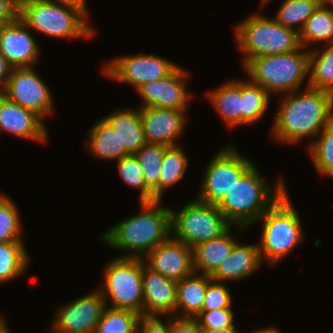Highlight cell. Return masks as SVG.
<instances>
[{
	"instance_id": "cell-9",
	"label": "cell",
	"mask_w": 333,
	"mask_h": 333,
	"mask_svg": "<svg viewBox=\"0 0 333 333\" xmlns=\"http://www.w3.org/2000/svg\"><path fill=\"white\" fill-rule=\"evenodd\" d=\"M170 211L171 236L191 248L221 236L232 226L217 205L196 198L185 203L181 210L170 207Z\"/></svg>"
},
{
	"instance_id": "cell-41",
	"label": "cell",
	"mask_w": 333,
	"mask_h": 333,
	"mask_svg": "<svg viewBox=\"0 0 333 333\" xmlns=\"http://www.w3.org/2000/svg\"><path fill=\"white\" fill-rule=\"evenodd\" d=\"M20 0H0V26L13 23L19 18Z\"/></svg>"
},
{
	"instance_id": "cell-17",
	"label": "cell",
	"mask_w": 333,
	"mask_h": 333,
	"mask_svg": "<svg viewBox=\"0 0 333 333\" xmlns=\"http://www.w3.org/2000/svg\"><path fill=\"white\" fill-rule=\"evenodd\" d=\"M186 114L187 111L169 108H140L147 143L166 146L181 144L178 142L186 129L188 122Z\"/></svg>"
},
{
	"instance_id": "cell-47",
	"label": "cell",
	"mask_w": 333,
	"mask_h": 333,
	"mask_svg": "<svg viewBox=\"0 0 333 333\" xmlns=\"http://www.w3.org/2000/svg\"><path fill=\"white\" fill-rule=\"evenodd\" d=\"M321 4L333 8V0H321Z\"/></svg>"
},
{
	"instance_id": "cell-16",
	"label": "cell",
	"mask_w": 333,
	"mask_h": 333,
	"mask_svg": "<svg viewBox=\"0 0 333 333\" xmlns=\"http://www.w3.org/2000/svg\"><path fill=\"white\" fill-rule=\"evenodd\" d=\"M143 260L151 269L176 282L194 272L193 248L172 236L157 245Z\"/></svg>"
},
{
	"instance_id": "cell-46",
	"label": "cell",
	"mask_w": 333,
	"mask_h": 333,
	"mask_svg": "<svg viewBox=\"0 0 333 333\" xmlns=\"http://www.w3.org/2000/svg\"><path fill=\"white\" fill-rule=\"evenodd\" d=\"M9 326L6 323V320L3 316L0 315V333H12Z\"/></svg>"
},
{
	"instance_id": "cell-20",
	"label": "cell",
	"mask_w": 333,
	"mask_h": 333,
	"mask_svg": "<svg viewBox=\"0 0 333 333\" xmlns=\"http://www.w3.org/2000/svg\"><path fill=\"white\" fill-rule=\"evenodd\" d=\"M262 263L258 244L245 245L237 241L230 255L210 277L223 283L240 281L257 272Z\"/></svg>"
},
{
	"instance_id": "cell-1",
	"label": "cell",
	"mask_w": 333,
	"mask_h": 333,
	"mask_svg": "<svg viewBox=\"0 0 333 333\" xmlns=\"http://www.w3.org/2000/svg\"><path fill=\"white\" fill-rule=\"evenodd\" d=\"M281 95L275 112L271 137L285 145L316 138L333 121V94L311 88Z\"/></svg>"
},
{
	"instance_id": "cell-45",
	"label": "cell",
	"mask_w": 333,
	"mask_h": 333,
	"mask_svg": "<svg viewBox=\"0 0 333 333\" xmlns=\"http://www.w3.org/2000/svg\"><path fill=\"white\" fill-rule=\"evenodd\" d=\"M252 331L248 332V333H281L280 330L275 328V326H273V325L269 326L267 328L254 329Z\"/></svg>"
},
{
	"instance_id": "cell-5",
	"label": "cell",
	"mask_w": 333,
	"mask_h": 333,
	"mask_svg": "<svg viewBox=\"0 0 333 333\" xmlns=\"http://www.w3.org/2000/svg\"><path fill=\"white\" fill-rule=\"evenodd\" d=\"M234 27L238 50L244 54L243 68L256 57L293 52L301 47L297 31L260 13H250Z\"/></svg>"
},
{
	"instance_id": "cell-36",
	"label": "cell",
	"mask_w": 333,
	"mask_h": 333,
	"mask_svg": "<svg viewBox=\"0 0 333 333\" xmlns=\"http://www.w3.org/2000/svg\"><path fill=\"white\" fill-rule=\"evenodd\" d=\"M117 169L123 181L139 192V202L153 201V191L147 186L143 170L134 154L124 156L116 162Z\"/></svg>"
},
{
	"instance_id": "cell-19",
	"label": "cell",
	"mask_w": 333,
	"mask_h": 333,
	"mask_svg": "<svg viewBox=\"0 0 333 333\" xmlns=\"http://www.w3.org/2000/svg\"><path fill=\"white\" fill-rule=\"evenodd\" d=\"M144 316H173L176 313L177 282L142 265Z\"/></svg>"
},
{
	"instance_id": "cell-25",
	"label": "cell",
	"mask_w": 333,
	"mask_h": 333,
	"mask_svg": "<svg viewBox=\"0 0 333 333\" xmlns=\"http://www.w3.org/2000/svg\"><path fill=\"white\" fill-rule=\"evenodd\" d=\"M207 290V275L193 272L177 282L176 314L195 318L201 311Z\"/></svg>"
},
{
	"instance_id": "cell-44",
	"label": "cell",
	"mask_w": 333,
	"mask_h": 333,
	"mask_svg": "<svg viewBox=\"0 0 333 333\" xmlns=\"http://www.w3.org/2000/svg\"><path fill=\"white\" fill-rule=\"evenodd\" d=\"M202 333H240V331H238L236 325H234L224 329H202Z\"/></svg>"
},
{
	"instance_id": "cell-42",
	"label": "cell",
	"mask_w": 333,
	"mask_h": 333,
	"mask_svg": "<svg viewBox=\"0 0 333 333\" xmlns=\"http://www.w3.org/2000/svg\"><path fill=\"white\" fill-rule=\"evenodd\" d=\"M12 67L0 53V93H2L7 85Z\"/></svg>"
},
{
	"instance_id": "cell-6",
	"label": "cell",
	"mask_w": 333,
	"mask_h": 333,
	"mask_svg": "<svg viewBox=\"0 0 333 333\" xmlns=\"http://www.w3.org/2000/svg\"><path fill=\"white\" fill-rule=\"evenodd\" d=\"M19 18L31 31L49 37L82 39L97 34L82 11L48 0H20Z\"/></svg>"
},
{
	"instance_id": "cell-35",
	"label": "cell",
	"mask_w": 333,
	"mask_h": 333,
	"mask_svg": "<svg viewBox=\"0 0 333 333\" xmlns=\"http://www.w3.org/2000/svg\"><path fill=\"white\" fill-rule=\"evenodd\" d=\"M167 147L162 144L146 143L134 153L143 170L144 180L151 190L159 184L162 160Z\"/></svg>"
},
{
	"instance_id": "cell-15",
	"label": "cell",
	"mask_w": 333,
	"mask_h": 333,
	"mask_svg": "<svg viewBox=\"0 0 333 333\" xmlns=\"http://www.w3.org/2000/svg\"><path fill=\"white\" fill-rule=\"evenodd\" d=\"M18 18L0 26V53L12 68L33 67L40 60L38 41Z\"/></svg>"
},
{
	"instance_id": "cell-11",
	"label": "cell",
	"mask_w": 333,
	"mask_h": 333,
	"mask_svg": "<svg viewBox=\"0 0 333 333\" xmlns=\"http://www.w3.org/2000/svg\"><path fill=\"white\" fill-rule=\"evenodd\" d=\"M177 63L155 54L118 56L103 64L102 75L137 90L143 84L168 76Z\"/></svg>"
},
{
	"instance_id": "cell-12",
	"label": "cell",
	"mask_w": 333,
	"mask_h": 333,
	"mask_svg": "<svg viewBox=\"0 0 333 333\" xmlns=\"http://www.w3.org/2000/svg\"><path fill=\"white\" fill-rule=\"evenodd\" d=\"M34 68H12L1 94L44 119L54 112V101L50 88Z\"/></svg>"
},
{
	"instance_id": "cell-10",
	"label": "cell",
	"mask_w": 333,
	"mask_h": 333,
	"mask_svg": "<svg viewBox=\"0 0 333 333\" xmlns=\"http://www.w3.org/2000/svg\"><path fill=\"white\" fill-rule=\"evenodd\" d=\"M253 165L234 145L225 144L207 164L196 199L218 205Z\"/></svg>"
},
{
	"instance_id": "cell-30",
	"label": "cell",
	"mask_w": 333,
	"mask_h": 333,
	"mask_svg": "<svg viewBox=\"0 0 333 333\" xmlns=\"http://www.w3.org/2000/svg\"><path fill=\"white\" fill-rule=\"evenodd\" d=\"M29 261L24 242H0V284L24 276L30 266Z\"/></svg>"
},
{
	"instance_id": "cell-18",
	"label": "cell",
	"mask_w": 333,
	"mask_h": 333,
	"mask_svg": "<svg viewBox=\"0 0 333 333\" xmlns=\"http://www.w3.org/2000/svg\"><path fill=\"white\" fill-rule=\"evenodd\" d=\"M8 132L21 139L47 143L48 129L33 111L8 100L0 93V133Z\"/></svg>"
},
{
	"instance_id": "cell-32",
	"label": "cell",
	"mask_w": 333,
	"mask_h": 333,
	"mask_svg": "<svg viewBox=\"0 0 333 333\" xmlns=\"http://www.w3.org/2000/svg\"><path fill=\"white\" fill-rule=\"evenodd\" d=\"M315 139L308 145L312 164L321 176L333 178V121Z\"/></svg>"
},
{
	"instance_id": "cell-27",
	"label": "cell",
	"mask_w": 333,
	"mask_h": 333,
	"mask_svg": "<svg viewBox=\"0 0 333 333\" xmlns=\"http://www.w3.org/2000/svg\"><path fill=\"white\" fill-rule=\"evenodd\" d=\"M299 40L307 50L312 49L314 43L325 45L333 42V8L320 4L306 20L299 33Z\"/></svg>"
},
{
	"instance_id": "cell-3",
	"label": "cell",
	"mask_w": 333,
	"mask_h": 333,
	"mask_svg": "<svg viewBox=\"0 0 333 333\" xmlns=\"http://www.w3.org/2000/svg\"><path fill=\"white\" fill-rule=\"evenodd\" d=\"M254 164L235 183L224 199L217 205L226 219L245 228L255 225L267 209L286 191L283 176L272 185Z\"/></svg>"
},
{
	"instance_id": "cell-26",
	"label": "cell",
	"mask_w": 333,
	"mask_h": 333,
	"mask_svg": "<svg viewBox=\"0 0 333 333\" xmlns=\"http://www.w3.org/2000/svg\"><path fill=\"white\" fill-rule=\"evenodd\" d=\"M183 150L181 144L166 148L162 160L159 184L152 190L153 201L163 199L165 192L185 177L189 166V158Z\"/></svg>"
},
{
	"instance_id": "cell-43",
	"label": "cell",
	"mask_w": 333,
	"mask_h": 333,
	"mask_svg": "<svg viewBox=\"0 0 333 333\" xmlns=\"http://www.w3.org/2000/svg\"><path fill=\"white\" fill-rule=\"evenodd\" d=\"M48 1L76 8L82 11L88 18H90L89 17L90 13L88 12L89 10L88 7L86 6L87 5L86 0H48Z\"/></svg>"
},
{
	"instance_id": "cell-31",
	"label": "cell",
	"mask_w": 333,
	"mask_h": 333,
	"mask_svg": "<svg viewBox=\"0 0 333 333\" xmlns=\"http://www.w3.org/2000/svg\"><path fill=\"white\" fill-rule=\"evenodd\" d=\"M320 4L321 0H284L274 19L279 24L300 33L306 20L315 12Z\"/></svg>"
},
{
	"instance_id": "cell-22",
	"label": "cell",
	"mask_w": 333,
	"mask_h": 333,
	"mask_svg": "<svg viewBox=\"0 0 333 333\" xmlns=\"http://www.w3.org/2000/svg\"><path fill=\"white\" fill-rule=\"evenodd\" d=\"M116 131L120 144L129 154H134L146 143L140 108L117 109L103 117Z\"/></svg>"
},
{
	"instance_id": "cell-37",
	"label": "cell",
	"mask_w": 333,
	"mask_h": 333,
	"mask_svg": "<svg viewBox=\"0 0 333 333\" xmlns=\"http://www.w3.org/2000/svg\"><path fill=\"white\" fill-rule=\"evenodd\" d=\"M231 289L226 283L215 281L207 275V290L203 300L202 311L232 308L233 298Z\"/></svg>"
},
{
	"instance_id": "cell-28",
	"label": "cell",
	"mask_w": 333,
	"mask_h": 333,
	"mask_svg": "<svg viewBox=\"0 0 333 333\" xmlns=\"http://www.w3.org/2000/svg\"><path fill=\"white\" fill-rule=\"evenodd\" d=\"M306 81L311 88L333 94V42L309 50V77Z\"/></svg>"
},
{
	"instance_id": "cell-8",
	"label": "cell",
	"mask_w": 333,
	"mask_h": 333,
	"mask_svg": "<svg viewBox=\"0 0 333 333\" xmlns=\"http://www.w3.org/2000/svg\"><path fill=\"white\" fill-rule=\"evenodd\" d=\"M144 263V260L139 258L116 257L105 264L102 284L98 289L103 295L106 306L131 310L144 316L142 283Z\"/></svg>"
},
{
	"instance_id": "cell-48",
	"label": "cell",
	"mask_w": 333,
	"mask_h": 333,
	"mask_svg": "<svg viewBox=\"0 0 333 333\" xmlns=\"http://www.w3.org/2000/svg\"><path fill=\"white\" fill-rule=\"evenodd\" d=\"M271 0H261V6L266 5L267 3H269Z\"/></svg>"
},
{
	"instance_id": "cell-34",
	"label": "cell",
	"mask_w": 333,
	"mask_h": 333,
	"mask_svg": "<svg viewBox=\"0 0 333 333\" xmlns=\"http://www.w3.org/2000/svg\"><path fill=\"white\" fill-rule=\"evenodd\" d=\"M17 205L6 194L0 193V242H24L22 223Z\"/></svg>"
},
{
	"instance_id": "cell-7",
	"label": "cell",
	"mask_w": 333,
	"mask_h": 333,
	"mask_svg": "<svg viewBox=\"0 0 333 333\" xmlns=\"http://www.w3.org/2000/svg\"><path fill=\"white\" fill-rule=\"evenodd\" d=\"M243 70L270 95L291 93L302 89L309 77V50L301 46L293 52L256 57Z\"/></svg>"
},
{
	"instance_id": "cell-14",
	"label": "cell",
	"mask_w": 333,
	"mask_h": 333,
	"mask_svg": "<svg viewBox=\"0 0 333 333\" xmlns=\"http://www.w3.org/2000/svg\"><path fill=\"white\" fill-rule=\"evenodd\" d=\"M189 76L190 71L178 65L168 76L143 84L136 90L142 99L139 108L160 107L188 111L192 98L187 88Z\"/></svg>"
},
{
	"instance_id": "cell-4",
	"label": "cell",
	"mask_w": 333,
	"mask_h": 333,
	"mask_svg": "<svg viewBox=\"0 0 333 333\" xmlns=\"http://www.w3.org/2000/svg\"><path fill=\"white\" fill-rule=\"evenodd\" d=\"M288 190L258 219L263 224L258 244L262 261L270 266L285 259L304 240L300 215L292 205Z\"/></svg>"
},
{
	"instance_id": "cell-2",
	"label": "cell",
	"mask_w": 333,
	"mask_h": 333,
	"mask_svg": "<svg viewBox=\"0 0 333 333\" xmlns=\"http://www.w3.org/2000/svg\"><path fill=\"white\" fill-rule=\"evenodd\" d=\"M162 200L140 202V213L126 217L100 234L107 246L127 252L124 258L143 259L171 236L170 207Z\"/></svg>"
},
{
	"instance_id": "cell-21",
	"label": "cell",
	"mask_w": 333,
	"mask_h": 333,
	"mask_svg": "<svg viewBox=\"0 0 333 333\" xmlns=\"http://www.w3.org/2000/svg\"><path fill=\"white\" fill-rule=\"evenodd\" d=\"M236 228L242 233L247 228L232 225L221 236L199 243L193 247V268L194 272L211 276L231 253L233 246L237 242L233 237L232 228ZM235 238V239H234Z\"/></svg>"
},
{
	"instance_id": "cell-39",
	"label": "cell",
	"mask_w": 333,
	"mask_h": 333,
	"mask_svg": "<svg viewBox=\"0 0 333 333\" xmlns=\"http://www.w3.org/2000/svg\"><path fill=\"white\" fill-rule=\"evenodd\" d=\"M161 316H140L138 333H172L171 316H166L163 322Z\"/></svg>"
},
{
	"instance_id": "cell-24",
	"label": "cell",
	"mask_w": 333,
	"mask_h": 333,
	"mask_svg": "<svg viewBox=\"0 0 333 333\" xmlns=\"http://www.w3.org/2000/svg\"><path fill=\"white\" fill-rule=\"evenodd\" d=\"M206 94L228 128L241 125V79L227 80Z\"/></svg>"
},
{
	"instance_id": "cell-23",
	"label": "cell",
	"mask_w": 333,
	"mask_h": 333,
	"mask_svg": "<svg viewBox=\"0 0 333 333\" xmlns=\"http://www.w3.org/2000/svg\"><path fill=\"white\" fill-rule=\"evenodd\" d=\"M87 132L85 145L90 155L107 161H118L129 155L120 144L117 131L104 118L96 121Z\"/></svg>"
},
{
	"instance_id": "cell-40",
	"label": "cell",
	"mask_w": 333,
	"mask_h": 333,
	"mask_svg": "<svg viewBox=\"0 0 333 333\" xmlns=\"http://www.w3.org/2000/svg\"><path fill=\"white\" fill-rule=\"evenodd\" d=\"M172 333H202L196 318L171 316Z\"/></svg>"
},
{
	"instance_id": "cell-29",
	"label": "cell",
	"mask_w": 333,
	"mask_h": 333,
	"mask_svg": "<svg viewBox=\"0 0 333 333\" xmlns=\"http://www.w3.org/2000/svg\"><path fill=\"white\" fill-rule=\"evenodd\" d=\"M271 95L249 78L241 79V125L257 123L265 117L270 106Z\"/></svg>"
},
{
	"instance_id": "cell-38",
	"label": "cell",
	"mask_w": 333,
	"mask_h": 333,
	"mask_svg": "<svg viewBox=\"0 0 333 333\" xmlns=\"http://www.w3.org/2000/svg\"><path fill=\"white\" fill-rule=\"evenodd\" d=\"M235 317L233 308H222L201 311L195 318L201 329H224L235 325Z\"/></svg>"
},
{
	"instance_id": "cell-13",
	"label": "cell",
	"mask_w": 333,
	"mask_h": 333,
	"mask_svg": "<svg viewBox=\"0 0 333 333\" xmlns=\"http://www.w3.org/2000/svg\"><path fill=\"white\" fill-rule=\"evenodd\" d=\"M106 304L98 288L58 307L48 333H94Z\"/></svg>"
},
{
	"instance_id": "cell-33",
	"label": "cell",
	"mask_w": 333,
	"mask_h": 333,
	"mask_svg": "<svg viewBox=\"0 0 333 333\" xmlns=\"http://www.w3.org/2000/svg\"><path fill=\"white\" fill-rule=\"evenodd\" d=\"M138 313L106 306L94 333H138Z\"/></svg>"
}]
</instances>
